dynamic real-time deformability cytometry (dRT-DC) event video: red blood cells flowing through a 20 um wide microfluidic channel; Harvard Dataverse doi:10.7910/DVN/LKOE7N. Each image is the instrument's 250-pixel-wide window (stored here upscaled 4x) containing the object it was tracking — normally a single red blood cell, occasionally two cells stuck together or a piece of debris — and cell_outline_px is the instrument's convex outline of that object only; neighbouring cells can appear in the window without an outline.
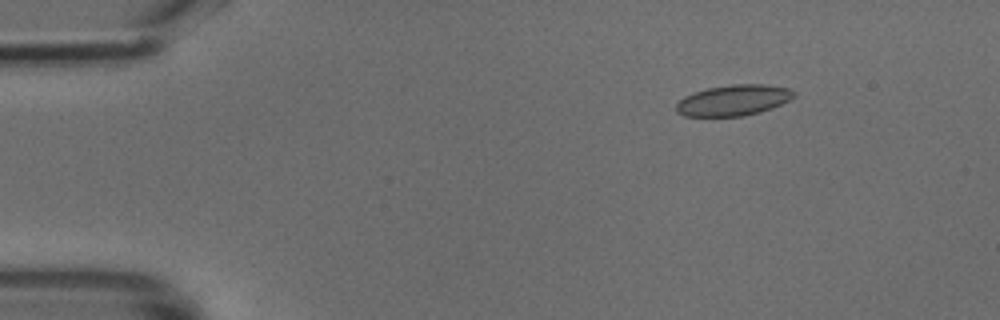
{"species": "common noctule bat (a hibernating species)", "species_latin": "Nyctalus noctula", "temperature_condition": "cold", "stored_images_in_passage": 49, "camera_frame_rate_fps": 3000, "um_per_image_px": 0.085, "animal": {"sex": "male", "body_mass_g": 18.8}, "frame": {"image": 1, "passage_image": 7, "time_ms": 2.0, "image_size_px": [1000, 320], "cell_outline_px": [[796, 96], [772, 108], [760, 112], [744, 116], [684, 116], [676, 112], [676, 104], [684, 96], [708, 88], [732, 84], [764, 84], [792, 88], [796, 92]], "centroid_in_image_um": [62.38, 8.52], "position_along_channel_um": 22.6, "area_um2": 21.21}}
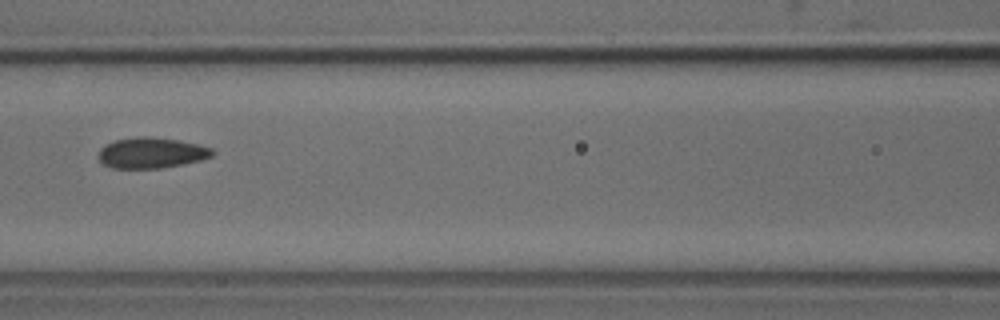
{"frame": {"image": 2, "passage_image": 22, "time_ms": 7.0, "image_size_px": [1000, 320], "cell_outline_px": [[216, 152], [212, 156], [200, 160], [160, 168], [112, 168], [104, 164], [96, 156], [100, 148], [104, 144], [116, 140], [136, 136], [152, 136], [180, 140], [212, 148]], "centroid_in_image_um": [12.83, 12.97], "position_along_channel_um": 153.8, "area_um2": 20.52}}
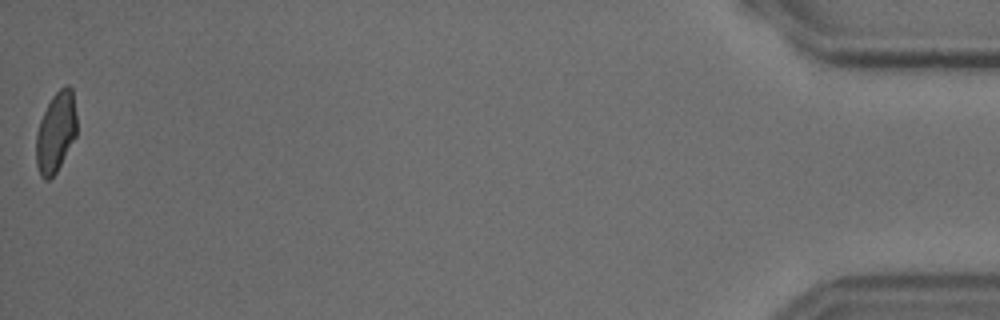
{"frame": {"image": 3, "passage_image": 49, "time_ms": 16.0, "image_size_px": [1000, 320], "cell_outline_px": [[76, 136], [56, 172], [48, 180], [44, 180], [40, 176], [36, 164], [36, 136], [40, 120], [52, 96], [60, 88], [68, 84], [72, 88], [76, 116]], "centroid_in_image_um": [4.74, 11.24], "position_along_channel_um": 430.5, "area_um2": 18.9}}